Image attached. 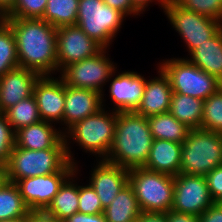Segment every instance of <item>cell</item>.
Returning a JSON list of instances; mask_svg holds the SVG:
<instances>
[{
	"label": "cell",
	"instance_id": "25",
	"mask_svg": "<svg viewBox=\"0 0 222 222\" xmlns=\"http://www.w3.org/2000/svg\"><path fill=\"white\" fill-rule=\"evenodd\" d=\"M204 100L173 92L169 112L190 129H201Z\"/></svg>",
	"mask_w": 222,
	"mask_h": 222
},
{
	"label": "cell",
	"instance_id": "31",
	"mask_svg": "<svg viewBox=\"0 0 222 222\" xmlns=\"http://www.w3.org/2000/svg\"><path fill=\"white\" fill-rule=\"evenodd\" d=\"M201 129L222 134V87L204 100Z\"/></svg>",
	"mask_w": 222,
	"mask_h": 222
},
{
	"label": "cell",
	"instance_id": "3",
	"mask_svg": "<svg viewBox=\"0 0 222 222\" xmlns=\"http://www.w3.org/2000/svg\"><path fill=\"white\" fill-rule=\"evenodd\" d=\"M117 113L102 107L95 114L76 122L64 133L66 152L71 163L80 165L71 151L70 144L74 143L82 152L95 156L96 161L107 157L114 140Z\"/></svg>",
	"mask_w": 222,
	"mask_h": 222
},
{
	"label": "cell",
	"instance_id": "2",
	"mask_svg": "<svg viewBox=\"0 0 222 222\" xmlns=\"http://www.w3.org/2000/svg\"><path fill=\"white\" fill-rule=\"evenodd\" d=\"M153 140L146 117L134 111L118 112L113 144L104 160L127 170L143 168Z\"/></svg>",
	"mask_w": 222,
	"mask_h": 222
},
{
	"label": "cell",
	"instance_id": "39",
	"mask_svg": "<svg viewBox=\"0 0 222 222\" xmlns=\"http://www.w3.org/2000/svg\"><path fill=\"white\" fill-rule=\"evenodd\" d=\"M26 222H63L46 210H29Z\"/></svg>",
	"mask_w": 222,
	"mask_h": 222
},
{
	"label": "cell",
	"instance_id": "29",
	"mask_svg": "<svg viewBox=\"0 0 222 222\" xmlns=\"http://www.w3.org/2000/svg\"><path fill=\"white\" fill-rule=\"evenodd\" d=\"M14 133L41 121L35 97L23 99L3 113Z\"/></svg>",
	"mask_w": 222,
	"mask_h": 222
},
{
	"label": "cell",
	"instance_id": "34",
	"mask_svg": "<svg viewBox=\"0 0 222 222\" xmlns=\"http://www.w3.org/2000/svg\"><path fill=\"white\" fill-rule=\"evenodd\" d=\"M79 184L78 212L84 214H100L104 211L100 199L93 187L88 183ZM84 184V185H83Z\"/></svg>",
	"mask_w": 222,
	"mask_h": 222
},
{
	"label": "cell",
	"instance_id": "11",
	"mask_svg": "<svg viewBox=\"0 0 222 222\" xmlns=\"http://www.w3.org/2000/svg\"><path fill=\"white\" fill-rule=\"evenodd\" d=\"M214 203L205 176L183 173L174 176L172 211L199 216Z\"/></svg>",
	"mask_w": 222,
	"mask_h": 222
},
{
	"label": "cell",
	"instance_id": "28",
	"mask_svg": "<svg viewBox=\"0 0 222 222\" xmlns=\"http://www.w3.org/2000/svg\"><path fill=\"white\" fill-rule=\"evenodd\" d=\"M79 0H47L42 20L55 28L76 25Z\"/></svg>",
	"mask_w": 222,
	"mask_h": 222
},
{
	"label": "cell",
	"instance_id": "4",
	"mask_svg": "<svg viewBox=\"0 0 222 222\" xmlns=\"http://www.w3.org/2000/svg\"><path fill=\"white\" fill-rule=\"evenodd\" d=\"M77 165L71 163L66 152L65 138L55 147L42 150H29L14 146L6 164V180H18L49 175L57 172H75Z\"/></svg>",
	"mask_w": 222,
	"mask_h": 222
},
{
	"label": "cell",
	"instance_id": "17",
	"mask_svg": "<svg viewBox=\"0 0 222 222\" xmlns=\"http://www.w3.org/2000/svg\"><path fill=\"white\" fill-rule=\"evenodd\" d=\"M41 75L24 67H16L0 76V111L16 105L33 95L36 81Z\"/></svg>",
	"mask_w": 222,
	"mask_h": 222
},
{
	"label": "cell",
	"instance_id": "18",
	"mask_svg": "<svg viewBox=\"0 0 222 222\" xmlns=\"http://www.w3.org/2000/svg\"><path fill=\"white\" fill-rule=\"evenodd\" d=\"M64 104L63 127L60 128L63 133L76 122L99 111L102 108V94L90 89L65 85Z\"/></svg>",
	"mask_w": 222,
	"mask_h": 222
},
{
	"label": "cell",
	"instance_id": "35",
	"mask_svg": "<svg viewBox=\"0 0 222 222\" xmlns=\"http://www.w3.org/2000/svg\"><path fill=\"white\" fill-rule=\"evenodd\" d=\"M15 133L3 113L0 114V166L5 167L15 146Z\"/></svg>",
	"mask_w": 222,
	"mask_h": 222
},
{
	"label": "cell",
	"instance_id": "8",
	"mask_svg": "<svg viewBox=\"0 0 222 222\" xmlns=\"http://www.w3.org/2000/svg\"><path fill=\"white\" fill-rule=\"evenodd\" d=\"M126 18L102 0H79L76 25L103 48L110 49Z\"/></svg>",
	"mask_w": 222,
	"mask_h": 222
},
{
	"label": "cell",
	"instance_id": "44",
	"mask_svg": "<svg viewBox=\"0 0 222 222\" xmlns=\"http://www.w3.org/2000/svg\"><path fill=\"white\" fill-rule=\"evenodd\" d=\"M16 0H0V18H4L14 7Z\"/></svg>",
	"mask_w": 222,
	"mask_h": 222
},
{
	"label": "cell",
	"instance_id": "7",
	"mask_svg": "<svg viewBox=\"0 0 222 222\" xmlns=\"http://www.w3.org/2000/svg\"><path fill=\"white\" fill-rule=\"evenodd\" d=\"M129 185L142 212L167 213L173 206L174 177L145 168L129 170Z\"/></svg>",
	"mask_w": 222,
	"mask_h": 222
},
{
	"label": "cell",
	"instance_id": "19",
	"mask_svg": "<svg viewBox=\"0 0 222 222\" xmlns=\"http://www.w3.org/2000/svg\"><path fill=\"white\" fill-rule=\"evenodd\" d=\"M157 75L154 78L147 79L144 93L140 104L134 111L146 118L167 113L170 110L173 90L168 77L156 66Z\"/></svg>",
	"mask_w": 222,
	"mask_h": 222
},
{
	"label": "cell",
	"instance_id": "30",
	"mask_svg": "<svg viewBox=\"0 0 222 222\" xmlns=\"http://www.w3.org/2000/svg\"><path fill=\"white\" fill-rule=\"evenodd\" d=\"M19 67L17 46L11 27L0 18V76Z\"/></svg>",
	"mask_w": 222,
	"mask_h": 222
},
{
	"label": "cell",
	"instance_id": "41",
	"mask_svg": "<svg viewBox=\"0 0 222 222\" xmlns=\"http://www.w3.org/2000/svg\"><path fill=\"white\" fill-rule=\"evenodd\" d=\"M167 222H199L198 216L193 214L178 213L175 211L167 212Z\"/></svg>",
	"mask_w": 222,
	"mask_h": 222
},
{
	"label": "cell",
	"instance_id": "40",
	"mask_svg": "<svg viewBox=\"0 0 222 222\" xmlns=\"http://www.w3.org/2000/svg\"><path fill=\"white\" fill-rule=\"evenodd\" d=\"M63 222H107L103 212L100 214H84L77 212Z\"/></svg>",
	"mask_w": 222,
	"mask_h": 222
},
{
	"label": "cell",
	"instance_id": "9",
	"mask_svg": "<svg viewBox=\"0 0 222 222\" xmlns=\"http://www.w3.org/2000/svg\"><path fill=\"white\" fill-rule=\"evenodd\" d=\"M109 50V48H103L93 57L71 63L65 66L58 74L65 85L101 93L103 108L108 107L107 100L104 97L106 95L105 86L117 69V64L112 61L113 59L108 54Z\"/></svg>",
	"mask_w": 222,
	"mask_h": 222
},
{
	"label": "cell",
	"instance_id": "10",
	"mask_svg": "<svg viewBox=\"0 0 222 222\" xmlns=\"http://www.w3.org/2000/svg\"><path fill=\"white\" fill-rule=\"evenodd\" d=\"M163 11L171 27L183 40L188 55L222 28L221 21L186 10L174 0H167Z\"/></svg>",
	"mask_w": 222,
	"mask_h": 222
},
{
	"label": "cell",
	"instance_id": "45",
	"mask_svg": "<svg viewBox=\"0 0 222 222\" xmlns=\"http://www.w3.org/2000/svg\"><path fill=\"white\" fill-rule=\"evenodd\" d=\"M6 180L5 168L0 166V185Z\"/></svg>",
	"mask_w": 222,
	"mask_h": 222
},
{
	"label": "cell",
	"instance_id": "32",
	"mask_svg": "<svg viewBox=\"0 0 222 222\" xmlns=\"http://www.w3.org/2000/svg\"><path fill=\"white\" fill-rule=\"evenodd\" d=\"M186 10L208 16L222 22V0H174Z\"/></svg>",
	"mask_w": 222,
	"mask_h": 222
},
{
	"label": "cell",
	"instance_id": "20",
	"mask_svg": "<svg viewBox=\"0 0 222 222\" xmlns=\"http://www.w3.org/2000/svg\"><path fill=\"white\" fill-rule=\"evenodd\" d=\"M15 146L29 150H42L55 147L64 133L56 124L41 120L15 132Z\"/></svg>",
	"mask_w": 222,
	"mask_h": 222
},
{
	"label": "cell",
	"instance_id": "1",
	"mask_svg": "<svg viewBox=\"0 0 222 222\" xmlns=\"http://www.w3.org/2000/svg\"><path fill=\"white\" fill-rule=\"evenodd\" d=\"M12 29L19 67L41 76L58 75L57 28L37 18H2Z\"/></svg>",
	"mask_w": 222,
	"mask_h": 222
},
{
	"label": "cell",
	"instance_id": "21",
	"mask_svg": "<svg viewBox=\"0 0 222 222\" xmlns=\"http://www.w3.org/2000/svg\"><path fill=\"white\" fill-rule=\"evenodd\" d=\"M181 154V143L154 139L148 160L143 168L174 177L180 173Z\"/></svg>",
	"mask_w": 222,
	"mask_h": 222
},
{
	"label": "cell",
	"instance_id": "36",
	"mask_svg": "<svg viewBox=\"0 0 222 222\" xmlns=\"http://www.w3.org/2000/svg\"><path fill=\"white\" fill-rule=\"evenodd\" d=\"M205 179L212 200L215 203L222 202V165L210 171Z\"/></svg>",
	"mask_w": 222,
	"mask_h": 222
},
{
	"label": "cell",
	"instance_id": "26",
	"mask_svg": "<svg viewBox=\"0 0 222 222\" xmlns=\"http://www.w3.org/2000/svg\"><path fill=\"white\" fill-rule=\"evenodd\" d=\"M147 119L153 139H162L182 144L190 131V128L179 122L170 112L157 114Z\"/></svg>",
	"mask_w": 222,
	"mask_h": 222
},
{
	"label": "cell",
	"instance_id": "33",
	"mask_svg": "<svg viewBox=\"0 0 222 222\" xmlns=\"http://www.w3.org/2000/svg\"><path fill=\"white\" fill-rule=\"evenodd\" d=\"M47 0H16L13 9L4 18H37L43 17Z\"/></svg>",
	"mask_w": 222,
	"mask_h": 222
},
{
	"label": "cell",
	"instance_id": "12",
	"mask_svg": "<svg viewBox=\"0 0 222 222\" xmlns=\"http://www.w3.org/2000/svg\"><path fill=\"white\" fill-rule=\"evenodd\" d=\"M103 47L90 38L78 25L57 28V69L93 57Z\"/></svg>",
	"mask_w": 222,
	"mask_h": 222
},
{
	"label": "cell",
	"instance_id": "38",
	"mask_svg": "<svg viewBox=\"0 0 222 222\" xmlns=\"http://www.w3.org/2000/svg\"><path fill=\"white\" fill-rule=\"evenodd\" d=\"M199 222H222V205L214 203L198 216Z\"/></svg>",
	"mask_w": 222,
	"mask_h": 222
},
{
	"label": "cell",
	"instance_id": "22",
	"mask_svg": "<svg viewBox=\"0 0 222 222\" xmlns=\"http://www.w3.org/2000/svg\"><path fill=\"white\" fill-rule=\"evenodd\" d=\"M192 64L222 81V28L185 56Z\"/></svg>",
	"mask_w": 222,
	"mask_h": 222
},
{
	"label": "cell",
	"instance_id": "43",
	"mask_svg": "<svg viewBox=\"0 0 222 222\" xmlns=\"http://www.w3.org/2000/svg\"><path fill=\"white\" fill-rule=\"evenodd\" d=\"M155 2V5L158 4L159 8L162 10L164 5L167 3V0H132L133 5L143 14L145 11H148L149 6ZM147 9V10H146Z\"/></svg>",
	"mask_w": 222,
	"mask_h": 222
},
{
	"label": "cell",
	"instance_id": "5",
	"mask_svg": "<svg viewBox=\"0 0 222 222\" xmlns=\"http://www.w3.org/2000/svg\"><path fill=\"white\" fill-rule=\"evenodd\" d=\"M222 165V134L190 129L182 143L180 173L206 176Z\"/></svg>",
	"mask_w": 222,
	"mask_h": 222
},
{
	"label": "cell",
	"instance_id": "15",
	"mask_svg": "<svg viewBox=\"0 0 222 222\" xmlns=\"http://www.w3.org/2000/svg\"><path fill=\"white\" fill-rule=\"evenodd\" d=\"M41 120L63 126L65 84L59 76H40L33 89Z\"/></svg>",
	"mask_w": 222,
	"mask_h": 222
},
{
	"label": "cell",
	"instance_id": "14",
	"mask_svg": "<svg viewBox=\"0 0 222 222\" xmlns=\"http://www.w3.org/2000/svg\"><path fill=\"white\" fill-rule=\"evenodd\" d=\"M74 172H57L18 180L20 195L29 210H45Z\"/></svg>",
	"mask_w": 222,
	"mask_h": 222
},
{
	"label": "cell",
	"instance_id": "42",
	"mask_svg": "<svg viewBox=\"0 0 222 222\" xmlns=\"http://www.w3.org/2000/svg\"><path fill=\"white\" fill-rule=\"evenodd\" d=\"M138 222H167V213L142 212Z\"/></svg>",
	"mask_w": 222,
	"mask_h": 222
},
{
	"label": "cell",
	"instance_id": "46",
	"mask_svg": "<svg viewBox=\"0 0 222 222\" xmlns=\"http://www.w3.org/2000/svg\"><path fill=\"white\" fill-rule=\"evenodd\" d=\"M0 222H26V218H18V219H11V220H3Z\"/></svg>",
	"mask_w": 222,
	"mask_h": 222
},
{
	"label": "cell",
	"instance_id": "24",
	"mask_svg": "<svg viewBox=\"0 0 222 222\" xmlns=\"http://www.w3.org/2000/svg\"><path fill=\"white\" fill-rule=\"evenodd\" d=\"M141 213L133 188L129 183L103 211L107 222H136Z\"/></svg>",
	"mask_w": 222,
	"mask_h": 222
},
{
	"label": "cell",
	"instance_id": "23",
	"mask_svg": "<svg viewBox=\"0 0 222 222\" xmlns=\"http://www.w3.org/2000/svg\"><path fill=\"white\" fill-rule=\"evenodd\" d=\"M63 183L49 206L45 209L59 220L64 221L78 212L80 167ZM80 172V173H79ZM79 178V179H78ZM77 181V182H76Z\"/></svg>",
	"mask_w": 222,
	"mask_h": 222
},
{
	"label": "cell",
	"instance_id": "13",
	"mask_svg": "<svg viewBox=\"0 0 222 222\" xmlns=\"http://www.w3.org/2000/svg\"><path fill=\"white\" fill-rule=\"evenodd\" d=\"M114 71L108 80L109 99L117 112L135 111L142 99L146 78L137 71ZM143 75V76H142Z\"/></svg>",
	"mask_w": 222,
	"mask_h": 222
},
{
	"label": "cell",
	"instance_id": "6",
	"mask_svg": "<svg viewBox=\"0 0 222 222\" xmlns=\"http://www.w3.org/2000/svg\"><path fill=\"white\" fill-rule=\"evenodd\" d=\"M170 81L173 92L206 100L222 87V81L180 56L157 63Z\"/></svg>",
	"mask_w": 222,
	"mask_h": 222
},
{
	"label": "cell",
	"instance_id": "16",
	"mask_svg": "<svg viewBox=\"0 0 222 222\" xmlns=\"http://www.w3.org/2000/svg\"><path fill=\"white\" fill-rule=\"evenodd\" d=\"M89 172V183L98 195L103 209L107 208L117 194L129 182V170L105 160L93 163Z\"/></svg>",
	"mask_w": 222,
	"mask_h": 222
},
{
	"label": "cell",
	"instance_id": "37",
	"mask_svg": "<svg viewBox=\"0 0 222 222\" xmlns=\"http://www.w3.org/2000/svg\"><path fill=\"white\" fill-rule=\"evenodd\" d=\"M105 4L109 5L111 8L119 10L127 18L129 16H141V12L133 5L132 0H102Z\"/></svg>",
	"mask_w": 222,
	"mask_h": 222
},
{
	"label": "cell",
	"instance_id": "27",
	"mask_svg": "<svg viewBox=\"0 0 222 222\" xmlns=\"http://www.w3.org/2000/svg\"><path fill=\"white\" fill-rule=\"evenodd\" d=\"M28 212L17 185L5 180L0 185V221L26 218Z\"/></svg>",
	"mask_w": 222,
	"mask_h": 222
}]
</instances>
